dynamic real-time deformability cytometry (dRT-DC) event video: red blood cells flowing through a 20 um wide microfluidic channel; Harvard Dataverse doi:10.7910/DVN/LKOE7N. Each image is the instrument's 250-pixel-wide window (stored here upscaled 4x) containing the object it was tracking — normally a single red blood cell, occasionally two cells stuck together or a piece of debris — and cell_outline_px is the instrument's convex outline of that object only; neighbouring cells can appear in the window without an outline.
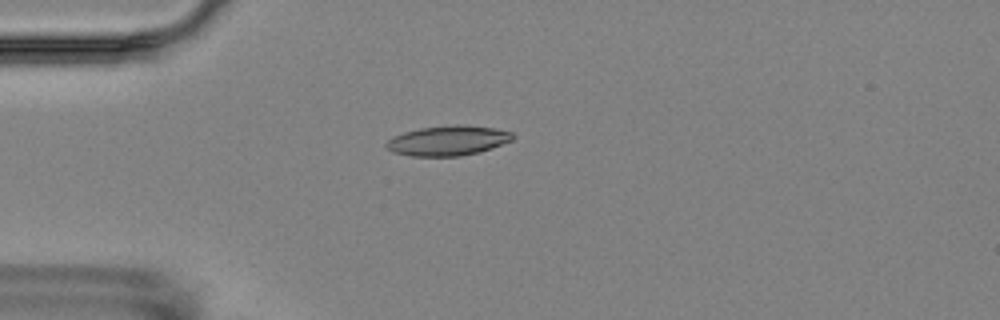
{"species": "Egyptian fruit bat (a non-hibernating species)", "species_latin": "Rousettus aegyptiacus", "temperature_condition": "room temperature", "stored_images_in_passage": 7, "camera_frame_rate_fps": 3000, "um_per_image_px": 0.085, "animal": {"sex": "female"}, "frame": {"image": 1, "passage_image": 5, "time_ms": 4.333, "image_size_px": [1000, 320], "cell_outline_px": [[516, 136], [512, 140], [480, 152], [460, 156], [412, 156], [392, 152], [384, 144], [392, 136], [404, 132], [420, 128], [456, 124], [468, 124], [496, 128], [512, 132]], "centroid_in_image_um": [38.09, 11.94], "position_along_channel_um": 46.9, "area_um2": 22.25}}